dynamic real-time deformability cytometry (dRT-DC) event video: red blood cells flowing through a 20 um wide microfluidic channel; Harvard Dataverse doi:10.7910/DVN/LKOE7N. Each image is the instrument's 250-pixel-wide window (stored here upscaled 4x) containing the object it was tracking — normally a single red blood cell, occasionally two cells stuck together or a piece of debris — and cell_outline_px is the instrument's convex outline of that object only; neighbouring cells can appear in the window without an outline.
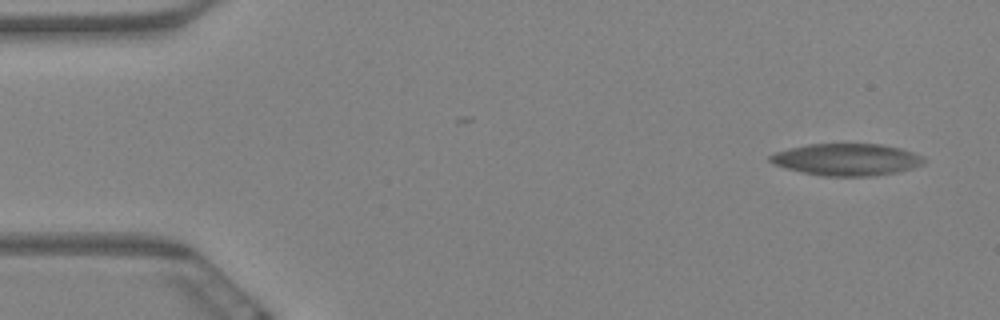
{"species": "Egyptian fruit bat (a non-hibernating species)", "species_latin": "Rousettus aegyptiacus", "temperature_condition": "warm", "stored_images_in_passage": 5, "camera_frame_rate_fps": 3000, "um_per_image_px": 0.085, "animal": {"sex": "female"}, "frame": {"image": 1, "passage_image": 1, "time_ms": 0.0, "image_size_px": [1000, 320], "cell_outline_px": [[924, 164], [912, 168], [896, 172], [876, 176], [820, 176], [800, 172], [772, 164], [768, 160], [768, 156], [776, 152], [808, 144], [880, 144], [900, 148], [924, 156]], "centroid_in_image_um": [71.96, 13.57], "position_along_channel_um": 13.0, "area_um2": 28.73}}